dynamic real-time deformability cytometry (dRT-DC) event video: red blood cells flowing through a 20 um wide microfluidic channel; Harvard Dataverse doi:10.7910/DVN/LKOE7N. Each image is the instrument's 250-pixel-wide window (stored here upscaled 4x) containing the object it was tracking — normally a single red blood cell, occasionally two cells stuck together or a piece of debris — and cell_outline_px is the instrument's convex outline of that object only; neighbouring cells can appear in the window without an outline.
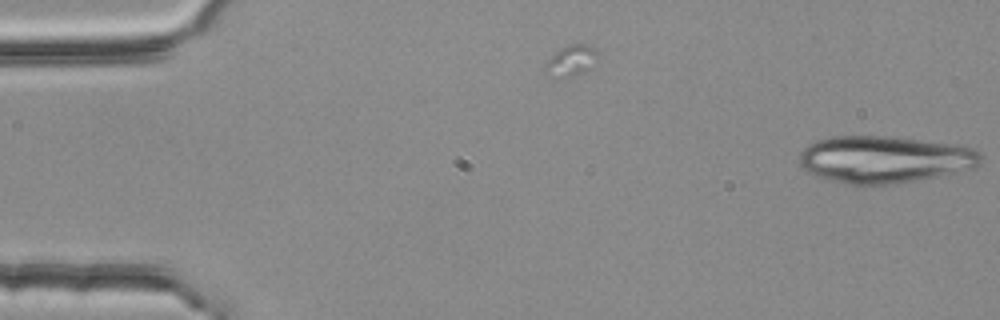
{"species": "common noctule bat (a hibernating species)", "species_latin": "Nyctalus noctula", "temperature_condition": "room temperature", "stored_images_in_passage": 4, "camera_frame_rate_fps": 3000, "um_per_image_px": 0.085, "animal": {"sex": "female", "body_mass_g": 25.1}, "frame": {"image": 1, "passage_image": 1, "time_ms": 0.0, "image_size_px": [1000, 320], "cell_outline_px": [[980, 164], [976, 168], [940, 176], [920, 180], [864, 188], [844, 184], [828, 180], [816, 176], [800, 168], [800, 152], [808, 144], [816, 140], [832, 136], [884, 136], [952, 144], [972, 148], [980, 152]], "centroid_in_image_um": [75.13, 13.59], "position_along_channel_um": 9.9, "area_um2": 50.58}}